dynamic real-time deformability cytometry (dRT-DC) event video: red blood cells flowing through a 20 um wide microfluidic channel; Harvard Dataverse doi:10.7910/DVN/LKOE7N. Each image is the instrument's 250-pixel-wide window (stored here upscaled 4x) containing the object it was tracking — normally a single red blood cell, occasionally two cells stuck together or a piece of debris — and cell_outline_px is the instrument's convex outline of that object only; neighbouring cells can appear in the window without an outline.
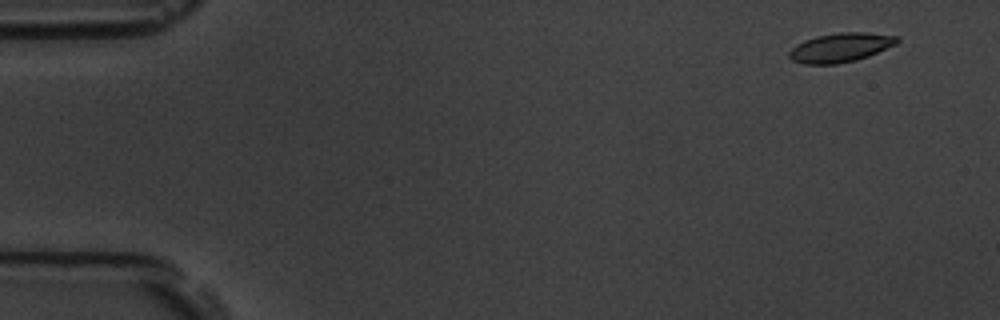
{"species": "common noctule bat (a hibernating species)", "species_latin": "Nyctalus noctula", "temperature_condition": "room temperature", "stored_images_in_passage": 6, "camera_frame_rate_fps": 3000, "um_per_image_px": 0.085, "animal": {"sex": "male", "body_mass_g": 19.5, "forearm_length_mm": 54.6}, "frame": {"image": 1, "passage_image": 1, "time_ms": 0.0, "image_size_px": [1000, 320], "cell_outline_px": [[900, 40], [896, 44], [868, 56], [856, 60], [836, 64], [804, 64], [792, 60], [788, 56], [788, 52], [796, 44], [804, 40], [816, 36], [840, 32], [864, 32], [896, 36]], "centroid_in_image_um": [71.41, 4.04], "position_along_channel_um": 13.6, "area_um2": 18.26}}
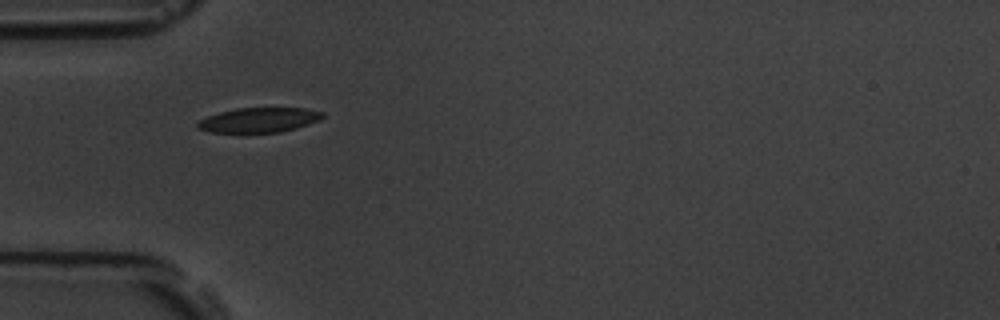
{"frame": {"image": 2, "passage_image": 5, "time_ms": 4.667, "image_size_px": [1000, 320], "cell_outline_px": [[324, 116], [320, 120], [296, 128], [280, 132], [208, 132], [196, 128], [196, 124], [200, 120], [208, 116], [220, 112], [236, 108], [304, 108], [324, 112]], "centroid_in_image_um": [22.02, 10.2], "position_along_channel_um": 63.0, "area_um2": 17.98}}
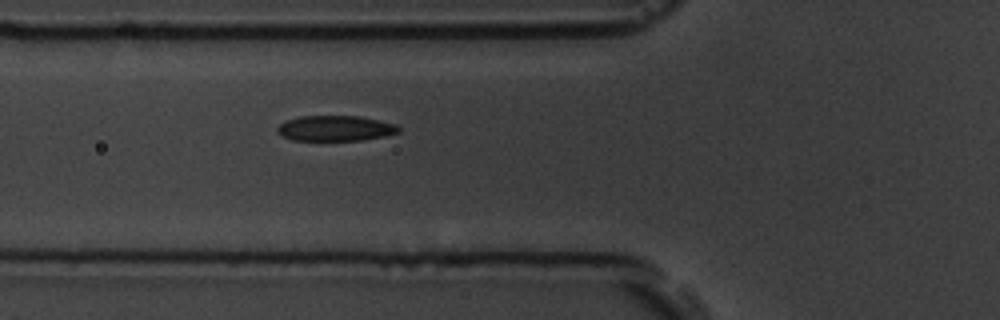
{"frame": {"image": 3, "passage_image": 6, "time_ms": 5.667, "image_size_px": [1000, 320], "cell_outline_px": [[400, 132], [384, 136], [364, 140], [292, 140], [276, 132], [276, 128], [284, 120], [300, 116], [360, 116], [396, 124], [400, 128]], "centroid_in_image_um": [28.49, 10.9], "position_along_channel_um": 97.3, "area_um2": 18.03}}